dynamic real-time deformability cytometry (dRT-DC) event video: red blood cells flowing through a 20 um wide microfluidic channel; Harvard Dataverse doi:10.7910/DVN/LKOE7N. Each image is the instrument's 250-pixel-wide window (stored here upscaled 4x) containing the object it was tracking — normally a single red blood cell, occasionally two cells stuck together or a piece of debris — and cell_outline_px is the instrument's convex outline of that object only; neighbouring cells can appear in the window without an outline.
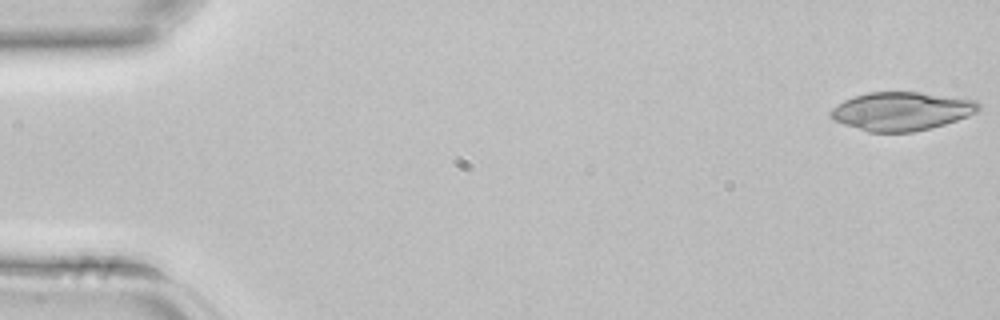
{"species": "common noctule bat (a hibernating species)", "species_latin": "Nyctalus noctula", "temperature_condition": "room temperature", "stored_images_in_passage": 43, "camera_frame_rate_fps": 3000, "um_per_image_px": 0.085, "animal": {"sex": "female", "body_mass_g": 22.7, "forearm_length_mm": 54.2}, "frame": {"image": 1, "passage_image": 1, "time_ms": 0.0, "image_size_px": [1000, 320], "cell_outline_px": [[980, 108], [976, 112], [968, 116], [944, 124], [912, 132], [868, 132], [844, 124], [828, 116], [828, 112], [832, 108], [844, 100], [852, 96], [868, 92], [920, 92], [976, 100], [980, 104]], "centroid_in_image_um": [76.6, 9.44], "position_along_channel_um": 8.4, "area_um2": 33.12}}